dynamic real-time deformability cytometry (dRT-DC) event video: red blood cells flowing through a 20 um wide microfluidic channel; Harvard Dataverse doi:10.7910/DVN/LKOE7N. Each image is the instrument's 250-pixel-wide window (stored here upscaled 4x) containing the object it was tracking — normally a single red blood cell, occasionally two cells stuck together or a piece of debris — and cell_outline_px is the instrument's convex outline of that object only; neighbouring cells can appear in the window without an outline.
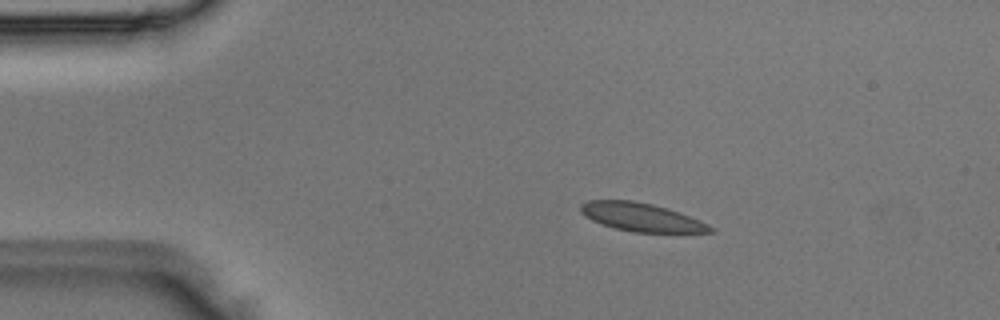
{"species": "Egyptian fruit bat (a non-hibernating species)", "species_latin": "Rousettus aegyptiacus", "temperature_condition": "room temperature", "stored_images_in_passage": 5, "camera_frame_rate_fps": 3000, "um_per_image_px": 0.085, "animal": {"sex": "male"}, "frame": {"image": 1, "passage_image": 1, "time_ms": 0.0, "image_size_px": [1000, 320], "cell_outline_px": [[716, 232], [632, 232], [600, 224], [584, 216], [580, 212], [580, 204], [588, 200], [632, 200], [652, 204], [668, 208], [680, 212], [700, 220], [708, 224]], "centroid_in_image_um": [54.49, 18.45], "position_along_channel_um": 30.5, "area_um2": 21.44}}
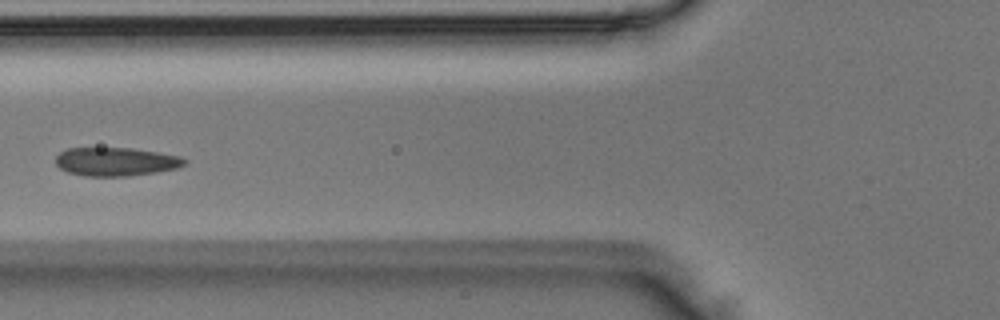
{"frame": {"image": 2, "passage_image": 3, "time_ms": 0.667, "image_size_px": [1000, 320], "cell_outline_px": [[188, 164], [176, 168], [156, 172], [128, 176], [84, 176], [68, 172], [60, 168], [56, 164], [56, 156], [60, 152], [68, 148], [132, 148], [180, 156], [188, 160]], "centroid_in_image_um": [9.86, 13.74], "position_along_channel_um": 115.9, "area_um2": 21.44}}
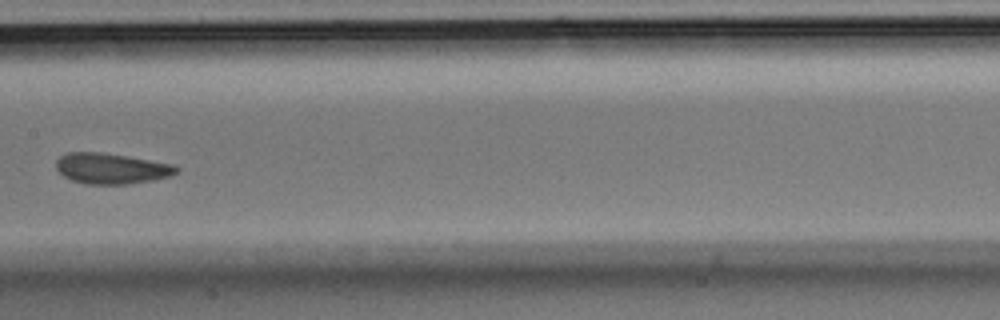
{"frame": {"image": 3, "passage_image": 5, "time_ms": 1.333, "image_size_px": [1000, 320], "cell_outline_px": [[180, 172], [168, 176], [152, 180], [128, 184], [88, 184], [72, 180], [64, 176], [56, 168], [56, 160], [60, 156], [68, 152], [104, 152], [176, 164], [180, 168]], "centroid_in_image_um": [9.51, 14.31], "position_along_channel_um": 197.9, "area_um2": 21.68}}